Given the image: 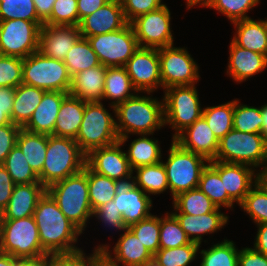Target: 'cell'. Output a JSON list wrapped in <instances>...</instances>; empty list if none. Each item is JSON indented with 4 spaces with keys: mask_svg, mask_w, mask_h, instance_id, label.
<instances>
[{
    "mask_svg": "<svg viewBox=\"0 0 267 266\" xmlns=\"http://www.w3.org/2000/svg\"><path fill=\"white\" fill-rule=\"evenodd\" d=\"M33 217L41 246L48 254L70 253L81 249L75 243L83 232L66 218L47 191L39 199Z\"/></svg>",
    "mask_w": 267,
    "mask_h": 266,
    "instance_id": "1",
    "label": "cell"
},
{
    "mask_svg": "<svg viewBox=\"0 0 267 266\" xmlns=\"http://www.w3.org/2000/svg\"><path fill=\"white\" fill-rule=\"evenodd\" d=\"M138 93L115 107L116 131L119 141L124 146L129 134L153 135L156 130L165 126L163 99Z\"/></svg>",
    "mask_w": 267,
    "mask_h": 266,
    "instance_id": "2",
    "label": "cell"
},
{
    "mask_svg": "<svg viewBox=\"0 0 267 266\" xmlns=\"http://www.w3.org/2000/svg\"><path fill=\"white\" fill-rule=\"evenodd\" d=\"M46 191L57 202L62 213L82 232L93 210L89 200L88 166L64 180L50 185Z\"/></svg>",
    "mask_w": 267,
    "mask_h": 266,
    "instance_id": "3",
    "label": "cell"
},
{
    "mask_svg": "<svg viewBox=\"0 0 267 266\" xmlns=\"http://www.w3.org/2000/svg\"><path fill=\"white\" fill-rule=\"evenodd\" d=\"M85 165L86 154L73 138L47 135L45 162L38 177L47 189L53 183L82 171Z\"/></svg>",
    "mask_w": 267,
    "mask_h": 266,
    "instance_id": "4",
    "label": "cell"
},
{
    "mask_svg": "<svg viewBox=\"0 0 267 266\" xmlns=\"http://www.w3.org/2000/svg\"><path fill=\"white\" fill-rule=\"evenodd\" d=\"M216 161L246 164L251 167L267 168V143L262 134L229 131L219 140Z\"/></svg>",
    "mask_w": 267,
    "mask_h": 266,
    "instance_id": "5",
    "label": "cell"
},
{
    "mask_svg": "<svg viewBox=\"0 0 267 266\" xmlns=\"http://www.w3.org/2000/svg\"><path fill=\"white\" fill-rule=\"evenodd\" d=\"M168 158L162 161L172 198L178 194L198 188L202 170L209 161L196 153L183 149L172 140Z\"/></svg>",
    "mask_w": 267,
    "mask_h": 266,
    "instance_id": "6",
    "label": "cell"
},
{
    "mask_svg": "<svg viewBox=\"0 0 267 266\" xmlns=\"http://www.w3.org/2000/svg\"><path fill=\"white\" fill-rule=\"evenodd\" d=\"M74 140L86 155L93 149L119 141L116 119L102 102L85 104L81 126Z\"/></svg>",
    "mask_w": 267,
    "mask_h": 266,
    "instance_id": "7",
    "label": "cell"
},
{
    "mask_svg": "<svg viewBox=\"0 0 267 266\" xmlns=\"http://www.w3.org/2000/svg\"><path fill=\"white\" fill-rule=\"evenodd\" d=\"M0 252L15 258H34L48 254L41 246L33 215L22 219L0 220Z\"/></svg>",
    "mask_w": 267,
    "mask_h": 266,
    "instance_id": "8",
    "label": "cell"
},
{
    "mask_svg": "<svg viewBox=\"0 0 267 266\" xmlns=\"http://www.w3.org/2000/svg\"><path fill=\"white\" fill-rule=\"evenodd\" d=\"M164 91V121L175 131L174 140L182 131L202 117L203 109L194 85L172 86Z\"/></svg>",
    "mask_w": 267,
    "mask_h": 266,
    "instance_id": "9",
    "label": "cell"
},
{
    "mask_svg": "<svg viewBox=\"0 0 267 266\" xmlns=\"http://www.w3.org/2000/svg\"><path fill=\"white\" fill-rule=\"evenodd\" d=\"M22 83L45 91L69 92L71 75L62 60L36 51L23 58Z\"/></svg>",
    "mask_w": 267,
    "mask_h": 266,
    "instance_id": "10",
    "label": "cell"
},
{
    "mask_svg": "<svg viewBox=\"0 0 267 266\" xmlns=\"http://www.w3.org/2000/svg\"><path fill=\"white\" fill-rule=\"evenodd\" d=\"M87 40L100 63L106 67H124L139 48L130 23L114 32L87 37Z\"/></svg>",
    "mask_w": 267,
    "mask_h": 266,
    "instance_id": "11",
    "label": "cell"
},
{
    "mask_svg": "<svg viewBox=\"0 0 267 266\" xmlns=\"http://www.w3.org/2000/svg\"><path fill=\"white\" fill-rule=\"evenodd\" d=\"M43 25L44 22L22 19L0 20V54L26 58L38 51Z\"/></svg>",
    "mask_w": 267,
    "mask_h": 266,
    "instance_id": "12",
    "label": "cell"
},
{
    "mask_svg": "<svg viewBox=\"0 0 267 266\" xmlns=\"http://www.w3.org/2000/svg\"><path fill=\"white\" fill-rule=\"evenodd\" d=\"M163 90L172 86L194 85L200 79L199 66L185 47L159 48Z\"/></svg>",
    "mask_w": 267,
    "mask_h": 266,
    "instance_id": "13",
    "label": "cell"
},
{
    "mask_svg": "<svg viewBox=\"0 0 267 266\" xmlns=\"http://www.w3.org/2000/svg\"><path fill=\"white\" fill-rule=\"evenodd\" d=\"M171 12L167 5L142 14L130 22L139 47L161 48L174 44Z\"/></svg>",
    "mask_w": 267,
    "mask_h": 266,
    "instance_id": "14",
    "label": "cell"
},
{
    "mask_svg": "<svg viewBox=\"0 0 267 266\" xmlns=\"http://www.w3.org/2000/svg\"><path fill=\"white\" fill-rule=\"evenodd\" d=\"M124 67L138 93L162 88L159 48L139 47Z\"/></svg>",
    "mask_w": 267,
    "mask_h": 266,
    "instance_id": "15",
    "label": "cell"
},
{
    "mask_svg": "<svg viewBox=\"0 0 267 266\" xmlns=\"http://www.w3.org/2000/svg\"><path fill=\"white\" fill-rule=\"evenodd\" d=\"M120 141L96 148L86 155V165L97 174L128 183L133 179V169L128 162L125 150L122 151Z\"/></svg>",
    "mask_w": 267,
    "mask_h": 266,
    "instance_id": "16",
    "label": "cell"
},
{
    "mask_svg": "<svg viewBox=\"0 0 267 266\" xmlns=\"http://www.w3.org/2000/svg\"><path fill=\"white\" fill-rule=\"evenodd\" d=\"M209 164L219 173L224 190L238 205L243 202L250 189L259 180V172L246 164L226 163L216 160L209 161Z\"/></svg>",
    "mask_w": 267,
    "mask_h": 266,
    "instance_id": "17",
    "label": "cell"
},
{
    "mask_svg": "<svg viewBox=\"0 0 267 266\" xmlns=\"http://www.w3.org/2000/svg\"><path fill=\"white\" fill-rule=\"evenodd\" d=\"M113 201L127 228L152 215V199L132 181L120 184Z\"/></svg>",
    "mask_w": 267,
    "mask_h": 266,
    "instance_id": "18",
    "label": "cell"
},
{
    "mask_svg": "<svg viewBox=\"0 0 267 266\" xmlns=\"http://www.w3.org/2000/svg\"><path fill=\"white\" fill-rule=\"evenodd\" d=\"M127 23L120 0H110L91 15L84 17L78 27L82 37L87 38L117 31Z\"/></svg>",
    "mask_w": 267,
    "mask_h": 266,
    "instance_id": "19",
    "label": "cell"
},
{
    "mask_svg": "<svg viewBox=\"0 0 267 266\" xmlns=\"http://www.w3.org/2000/svg\"><path fill=\"white\" fill-rule=\"evenodd\" d=\"M81 37L78 26L44 24L40 28L38 51L47 57L64 61L68 51Z\"/></svg>",
    "mask_w": 267,
    "mask_h": 266,
    "instance_id": "20",
    "label": "cell"
},
{
    "mask_svg": "<svg viewBox=\"0 0 267 266\" xmlns=\"http://www.w3.org/2000/svg\"><path fill=\"white\" fill-rule=\"evenodd\" d=\"M183 149L214 160L218 151L219 140L201 117L182 131L175 139Z\"/></svg>",
    "mask_w": 267,
    "mask_h": 266,
    "instance_id": "21",
    "label": "cell"
},
{
    "mask_svg": "<svg viewBox=\"0 0 267 266\" xmlns=\"http://www.w3.org/2000/svg\"><path fill=\"white\" fill-rule=\"evenodd\" d=\"M108 245H98L95 250L103 252L111 261L122 266H140L153 258L142 242L127 228L112 250ZM114 253V254H113ZM113 254V255H112Z\"/></svg>",
    "mask_w": 267,
    "mask_h": 266,
    "instance_id": "22",
    "label": "cell"
},
{
    "mask_svg": "<svg viewBox=\"0 0 267 266\" xmlns=\"http://www.w3.org/2000/svg\"><path fill=\"white\" fill-rule=\"evenodd\" d=\"M46 192L41 183L15 184L7 207L0 220L22 219L34 214L39 199Z\"/></svg>",
    "mask_w": 267,
    "mask_h": 266,
    "instance_id": "23",
    "label": "cell"
},
{
    "mask_svg": "<svg viewBox=\"0 0 267 266\" xmlns=\"http://www.w3.org/2000/svg\"><path fill=\"white\" fill-rule=\"evenodd\" d=\"M229 54L226 74L237 83L246 81L267 67L265 55L242 48L233 41L229 45Z\"/></svg>",
    "mask_w": 267,
    "mask_h": 266,
    "instance_id": "24",
    "label": "cell"
},
{
    "mask_svg": "<svg viewBox=\"0 0 267 266\" xmlns=\"http://www.w3.org/2000/svg\"><path fill=\"white\" fill-rule=\"evenodd\" d=\"M68 94L61 91H45L41 102L23 129L32 133L52 135L61 103Z\"/></svg>",
    "mask_w": 267,
    "mask_h": 266,
    "instance_id": "25",
    "label": "cell"
},
{
    "mask_svg": "<svg viewBox=\"0 0 267 266\" xmlns=\"http://www.w3.org/2000/svg\"><path fill=\"white\" fill-rule=\"evenodd\" d=\"M106 70L101 64L73 75L68 93L86 103L103 101Z\"/></svg>",
    "mask_w": 267,
    "mask_h": 266,
    "instance_id": "26",
    "label": "cell"
},
{
    "mask_svg": "<svg viewBox=\"0 0 267 266\" xmlns=\"http://www.w3.org/2000/svg\"><path fill=\"white\" fill-rule=\"evenodd\" d=\"M179 221L191 242L201 245L204 234H213L222 229L228 222V216L221 213L220 208L215 211L193 216L188 214H173ZM203 234V235H202Z\"/></svg>",
    "mask_w": 267,
    "mask_h": 266,
    "instance_id": "27",
    "label": "cell"
},
{
    "mask_svg": "<svg viewBox=\"0 0 267 266\" xmlns=\"http://www.w3.org/2000/svg\"><path fill=\"white\" fill-rule=\"evenodd\" d=\"M232 23L236 29L232 41L236 45L267 57V19L247 18Z\"/></svg>",
    "mask_w": 267,
    "mask_h": 266,
    "instance_id": "28",
    "label": "cell"
},
{
    "mask_svg": "<svg viewBox=\"0 0 267 266\" xmlns=\"http://www.w3.org/2000/svg\"><path fill=\"white\" fill-rule=\"evenodd\" d=\"M85 104L80 98L68 94L61 103L52 135L75 139L81 126Z\"/></svg>",
    "mask_w": 267,
    "mask_h": 266,
    "instance_id": "29",
    "label": "cell"
},
{
    "mask_svg": "<svg viewBox=\"0 0 267 266\" xmlns=\"http://www.w3.org/2000/svg\"><path fill=\"white\" fill-rule=\"evenodd\" d=\"M136 93H138V91L133 86L125 67H107L104 81L103 100H113L110 103V107L113 109L114 117L115 107L135 96Z\"/></svg>",
    "mask_w": 267,
    "mask_h": 266,
    "instance_id": "30",
    "label": "cell"
},
{
    "mask_svg": "<svg viewBox=\"0 0 267 266\" xmlns=\"http://www.w3.org/2000/svg\"><path fill=\"white\" fill-rule=\"evenodd\" d=\"M45 90L35 86L20 84L15 88L11 121L23 128L41 102Z\"/></svg>",
    "mask_w": 267,
    "mask_h": 266,
    "instance_id": "31",
    "label": "cell"
},
{
    "mask_svg": "<svg viewBox=\"0 0 267 266\" xmlns=\"http://www.w3.org/2000/svg\"><path fill=\"white\" fill-rule=\"evenodd\" d=\"M16 145L20 148L28 164L39 175L45 162L47 135L32 133L21 128Z\"/></svg>",
    "mask_w": 267,
    "mask_h": 266,
    "instance_id": "32",
    "label": "cell"
},
{
    "mask_svg": "<svg viewBox=\"0 0 267 266\" xmlns=\"http://www.w3.org/2000/svg\"><path fill=\"white\" fill-rule=\"evenodd\" d=\"M147 135L139 134L140 137L131 141L128 151H125L128 162L133 170L162 161L158 140L152 139V137L149 138Z\"/></svg>",
    "mask_w": 267,
    "mask_h": 266,
    "instance_id": "33",
    "label": "cell"
},
{
    "mask_svg": "<svg viewBox=\"0 0 267 266\" xmlns=\"http://www.w3.org/2000/svg\"><path fill=\"white\" fill-rule=\"evenodd\" d=\"M132 182L150 196L158 195L169 189L165 167L161 162L142 166L133 170Z\"/></svg>",
    "mask_w": 267,
    "mask_h": 266,
    "instance_id": "34",
    "label": "cell"
},
{
    "mask_svg": "<svg viewBox=\"0 0 267 266\" xmlns=\"http://www.w3.org/2000/svg\"><path fill=\"white\" fill-rule=\"evenodd\" d=\"M172 214L201 216L217 209L215 204L198 188L178 194L173 198Z\"/></svg>",
    "mask_w": 267,
    "mask_h": 266,
    "instance_id": "35",
    "label": "cell"
},
{
    "mask_svg": "<svg viewBox=\"0 0 267 266\" xmlns=\"http://www.w3.org/2000/svg\"><path fill=\"white\" fill-rule=\"evenodd\" d=\"M198 189L201 190L217 208H233L234 201L224 190L219 173L208 163L202 170Z\"/></svg>",
    "mask_w": 267,
    "mask_h": 266,
    "instance_id": "36",
    "label": "cell"
},
{
    "mask_svg": "<svg viewBox=\"0 0 267 266\" xmlns=\"http://www.w3.org/2000/svg\"><path fill=\"white\" fill-rule=\"evenodd\" d=\"M63 62L71 77L81 71L101 65L89 41L83 37L72 46Z\"/></svg>",
    "mask_w": 267,
    "mask_h": 266,
    "instance_id": "37",
    "label": "cell"
},
{
    "mask_svg": "<svg viewBox=\"0 0 267 266\" xmlns=\"http://www.w3.org/2000/svg\"><path fill=\"white\" fill-rule=\"evenodd\" d=\"M120 184L119 181L97 174L88 167V190L92 210L112 201Z\"/></svg>",
    "mask_w": 267,
    "mask_h": 266,
    "instance_id": "38",
    "label": "cell"
},
{
    "mask_svg": "<svg viewBox=\"0 0 267 266\" xmlns=\"http://www.w3.org/2000/svg\"><path fill=\"white\" fill-rule=\"evenodd\" d=\"M234 100L203 108L202 117L214 135L220 140L233 129Z\"/></svg>",
    "mask_w": 267,
    "mask_h": 266,
    "instance_id": "39",
    "label": "cell"
},
{
    "mask_svg": "<svg viewBox=\"0 0 267 266\" xmlns=\"http://www.w3.org/2000/svg\"><path fill=\"white\" fill-rule=\"evenodd\" d=\"M232 240L213 244L207 250H200V266H238V248Z\"/></svg>",
    "mask_w": 267,
    "mask_h": 266,
    "instance_id": "40",
    "label": "cell"
},
{
    "mask_svg": "<svg viewBox=\"0 0 267 266\" xmlns=\"http://www.w3.org/2000/svg\"><path fill=\"white\" fill-rule=\"evenodd\" d=\"M3 166L15 184L40 183L38 175L28 164L24 154L17 145L9 152Z\"/></svg>",
    "mask_w": 267,
    "mask_h": 266,
    "instance_id": "41",
    "label": "cell"
},
{
    "mask_svg": "<svg viewBox=\"0 0 267 266\" xmlns=\"http://www.w3.org/2000/svg\"><path fill=\"white\" fill-rule=\"evenodd\" d=\"M255 224L267 223V188L258 180L239 205Z\"/></svg>",
    "mask_w": 267,
    "mask_h": 266,
    "instance_id": "42",
    "label": "cell"
},
{
    "mask_svg": "<svg viewBox=\"0 0 267 266\" xmlns=\"http://www.w3.org/2000/svg\"><path fill=\"white\" fill-rule=\"evenodd\" d=\"M261 107L241 104L234 100L233 129L240 132L262 134Z\"/></svg>",
    "mask_w": 267,
    "mask_h": 266,
    "instance_id": "43",
    "label": "cell"
},
{
    "mask_svg": "<svg viewBox=\"0 0 267 266\" xmlns=\"http://www.w3.org/2000/svg\"><path fill=\"white\" fill-rule=\"evenodd\" d=\"M189 243V237L171 212L160 217V249L177 248Z\"/></svg>",
    "mask_w": 267,
    "mask_h": 266,
    "instance_id": "44",
    "label": "cell"
},
{
    "mask_svg": "<svg viewBox=\"0 0 267 266\" xmlns=\"http://www.w3.org/2000/svg\"><path fill=\"white\" fill-rule=\"evenodd\" d=\"M128 229L152 255L160 249V218L157 215H151Z\"/></svg>",
    "mask_w": 267,
    "mask_h": 266,
    "instance_id": "45",
    "label": "cell"
},
{
    "mask_svg": "<svg viewBox=\"0 0 267 266\" xmlns=\"http://www.w3.org/2000/svg\"><path fill=\"white\" fill-rule=\"evenodd\" d=\"M200 247L191 242L177 248L159 249L153 257L161 266H188L197 257Z\"/></svg>",
    "mask_w": 267,
    "mask_h": 266,
    "instance_id": "46",
    "label": "cell"
},
{
    "mask_svg": "<svg viewBox=\"0 0 267 266\" xmlns=\"http://www.w3.org/2000/svg\"><path fill=\"white\" fill-rule=\"evenodd\" d=\"M259 2L260 0H209L204 7L217 10L232 23L250 18L246 13L257 6Z\"/></svg>",
    "mask_w": 267,
    "mask_h": 266,
    "instance_id": "47",
    "label": "cell"
},
{
    "mask_svg": "<svg viewBox=\"0 0 267 266\" xmlns=\"http://www.w3.org/2000/svg\"><path fill=\"white\" fill-rule=\"evenodd\" d=\"M12 19L43 22L37 15L33 0H0V20Z\"/></svg>",
    "mask_w": 267,
    "mask_h": 266,
    "instance_id": "48",
    "label": "cell"
},
{
    "mask_svg": "<svg viewBox=\"0 0 267 266\" xmlns=\"http://www.w3.org/2000/svg\"><path fill=\"white\" fill-rule=\"evenodd\" d=\"M44 24L78 26L77 0H56L53 4L51 15Z\"/></svg>",
    "mask_w": 267,
    "mask_h": 266,
    "instance_id": "49",
    "label": "cell"
},
{
    "mask_svg": "<svg viewBox=\"0 0 267 266\" xmlns=\"http://www.w3.org/2000/svg\"><path fill=\"white\" fill-rule=\"evenodd\" d=\"M23 58L0 54V87L22 84Z\"/></svg>",
    "mask_w": 267,
    "mask_h": 266,
    "instance_id": "50",
    "label": "cell"
},
{
    "mask_svg": "<svg viewBox=\"0 0 267 266\" xmlns=\"http://www.w3.org/2000/svg\"><path fill=\"white\" fill-rule=\"evenodd\" d=\"M120 2L128 23L142 14L155 11L165 5L162 0H120Z\"/></svg>",
    "mask_w": 267,
    "mask_h": 266,
    "instance_id": "51",
    "label": "cell"
},
{
    "mask_svg": "<svg viewBox=\"0 0 267 266\" xmlns=\"http://www.w3.org/2000/svg\"><path fill=\"white\" fill-rule=\"evenodd\" d=\"M92 217H96L105 226L110 228H116V230L125 231L127 227L124 225L122 215L119 213L114 201L101 205L93 211Z\"/></svg>",
    "mask_w": 267,
    "mask_h": 266,
    "instance_id": "52",
    "label": "cell"
},
{
    "mask_svg": "<svg viewBox=\"0 0 267 266\" xmlns=\"http://www.w3.org/2000/svg\"><path fill=\"white\" fill-rule=\"evenodd\" d=\"M88 256L82 249L70 252L52 254L50 266H94V252Z\"/></svg>",
    "mask_w": 267,
    "mask_h": 266,
    "instance_id": "53",
    "label": "cell"
},
{
    "mask_svg": "<svg viewBox=\"0 0 267 266\" xmlns=\"http://www.w3.org/2000/svg\"><path fill=\"white\" fill-rule=\"evenodd\" d=\"M21 127L14 123L0 126V165H3L7 155L16 145Z\"/></svg>",
    "mask_w": 267,
    "mask_h": 266,
    "instance_id": "54",
    "label": "cell"
},
{
    "mask_svg": "<svg viewBox=\"0 0 267 266\" xmlns=\"http://www.w3.org/2000/svg\"><path fill=\"white\" fill-rule=\"evenodd\" d=\"M15 88L0 87V126L11 124Z\"/></svg>",
    "mask_w": 267,
    "mask_h": 266,
    "instance_id": "55",
    "label": "cell"
},
{
    "mask_svg": "<svg viewBox=\"0 0 267 266\" xmlns=\"http://www.w3.org/2000/svg\"><path fill=\"white\" fill-rule=\"evenodd\" d=\"M238 266H267V256L251 247L242 248L238 254Z\"/></svg>",
    "mask_w": 267,
    "mask_h": 266,
    "instance_id": "56",
    "label": "cell"
},
{
    "mask_svg": "<svg viewBox=\"0 0 267 266\" xmlns=\"http://www.w3.org/2000/svg\"><path fill=\"white\" fill-rule=\"evenodd\" d=\"M14 186L15 183L11 179L8 171L3 165H0V214L7 207Z\"/></svg>",
    "mask_w": 267,
    "mask_h": 266,
    "instance_id": "57",
    "label": "cell"
},
{
    "mask_svg": "<svg viewBox=\"0 0 267 266\" xmlns=\"http://www.w3.org/2000/svg\"><path fill=\"white\" fill-rule=\"evenodd\" d=\"M109 1L110 0H77L79 23L84 17L91 15Z\"/></svg>",
    "mask_w": 267,
    "mask_h": 266,
    "instance_id": "58",
    "label": "cell"
},
{
    "mask_svg": "<svg viewBox=\"0 0 267 266\" xmlns=\"http://www.w3.org/2000/svg\"><path fill=\"white\" fill-rule=\"evenodd\" d=\"M258 231L253 248L267 256V223L256 224Z\"/></svg>",
    "mask_w": 267,
    "mask_h": 266,
    "instance_id": "59",
    "label": "cell"
},
{
    "mask_svg": "<svg viewBox=\"0 0 267 266\" xmlns=\"http://www.w3.org/2000/svg\"><path fill=\"white\" fill-rule=\"evenodd\" d=\"M38 17L45 22L51 15L56 0H33Z\"/></svg>",
    "mask_w": 267,
    "mask_h": 266,
    "instance_id": "60",
    "label": "cell"
},
{
    "mask_svg": "<svg viewBox=\"0 0 267 266\" xmlns=\"http://www.w3.org/2000/svg\"><path fill=\"white\" fill-rule=\"evenodd\" d=\"M51 254L34 258H17V266H50Z\"/></svg>",
    "mask_w": 267,
    "mask_h": 266,
    "instance_id": "61",
    "label": "cell"
},
{
    "mask_svg": "<svg viewBox=\"0 0 267 266\" xmlns=\"http://www.w3.org/2000/svg\"><path fill=\"white\" fill-rule=\"evenodd\" d=\"M94 251V266H119L113 261H111L103 252Z\"/></svg>",
    "mask_w": 267,
    "mask_h": 266,
    "instance_id": "62",
    "label": "cell"
},
{
    "mask_svg": "<svg viewBox=\"0 0 267 266\" xmlns=\"http://www.w3.org/2000/svg\"><path fill=\"white\" fill-rule=\"evenodd\" d=\"M0 266H17V258L0 252Z\"/></svg>",
    "mask_w": 267,
    "mask_h": 266,
    "instance_id": "63",
    "label": "cell"
},
{
    "mask_svg": "<svg viewBox=\"0 0 267 266\" xmlns=\"http://www.w3.org/2000/svg\"><path fill=\"white\" fill-rule=\"evenodd\" d=\"M262 123V135L267 138V103L261 106Z\"/></svg>",
    "mask_w": 267,
    "mask_h": 266,
    "instance_id": "64",
    "label": "cell"
},
{
    "mask_svg": "<svg viewBox=\"0 0 267 266\" xmlns=\"http://www.w3.org/2000/svg\"><path fill=\"white\" fill-rule=\"evenodd\" d=\"M209 0H186L187 2V10L191 9L194 5L197 6L198 4L202 7H204Z\"/></svg>",
    "mask_w": 267,
    "mask_h": 266,
    "instance_id": "65",
    "label": "cell"
},
{
    "mask_svg": "<svg viewBox=\"0 0 267 266\" xmlns=\"http://www.w3.org/2000/svg\"><path fill=\"white\" fill-rule=\"evenodd\" d=\"M259 180L265 185L267 188V168L263 171L259 172Z\"/></svg>",
    "mask_w": 267,
    "mask_h": 266,
    "instance_id": "66",
    "label": "cell"
},
{
    "mask_svg": "<svg viewBox=\"0 0 267 266\" xmlns=\"http://www.w3.org/2000/svg\"><path fill=\"white\" fill-rule=\"evenodd\" d=\"M140 266H161L156 259L153 257L152 259L144 262L142 265Z\"/></svg>",
    "mask_w": 267,
    "mask_h": 266,
    "instance_id": "67",
    "label": "cell"
}]
</instances>
